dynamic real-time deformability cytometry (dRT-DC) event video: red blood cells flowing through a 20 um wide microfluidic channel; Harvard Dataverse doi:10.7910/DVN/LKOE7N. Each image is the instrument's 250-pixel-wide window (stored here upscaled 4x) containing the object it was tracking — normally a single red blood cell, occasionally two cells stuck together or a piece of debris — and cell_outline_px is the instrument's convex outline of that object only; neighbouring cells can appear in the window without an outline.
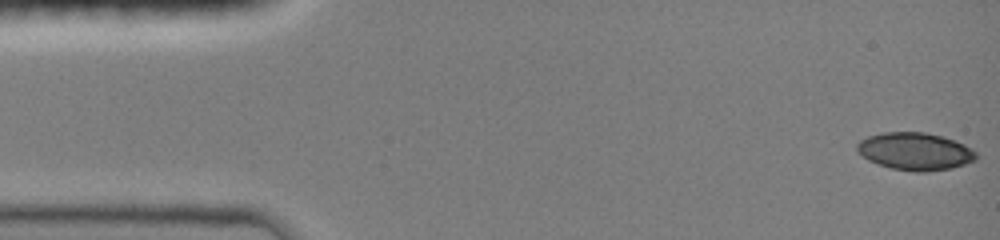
{"species": "common noctule bat (a hibernating species)", "species_latin": "Nyctalus noctula", "temperature_condition": "room temperature", "stored_images_in_passage": 14, "camera_frame_rate_fps": 3000, "um_per_image_px": 0.085, "animal": {"sex": "female", "body_mass_g": 19.0, "forearm_length_mm": 51.5}, "frame": {"image": 1, "passage_image": 1, "time_ms": 0.0, "image_size_px": [1000, 240], "cell_outline_px": [[976, 160], [952, 168], [928, 172], [916, 172], [892, 168], [868, 160], [856, 152], [856, 144], [860, 140], [868, 136], [884, 132], [924, 132], [944, 136], [964, 144], [972, 148], [976, 152]], "centroid_in_image_um": [77.78, 12.86], "position_along_channel_um": 7.2, "area_um2": 26.18}}
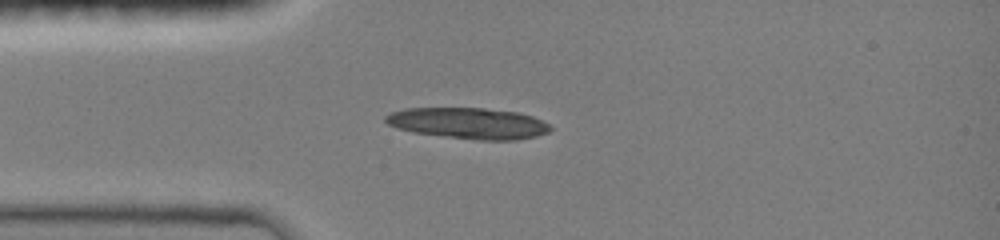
{"frame": {"image": 2, "passage_image": 12, "time_ms": 3.667, "image_size_px": [1000, 240], "cell_outline_px": [[552, 128], [548, 132], [536, 136], [516, 140], [480, 140], [412, 132], [396, 128], [388, 124], [384, 120], [384, 116], [392, 112], [404, 108], [484, 108], [516, 112], [532, 116], [548, 124]], "centroid_in_image_um": [39.79, 10.47], "position_along_channel_um": 45.2, "area_um2": 29.71}}